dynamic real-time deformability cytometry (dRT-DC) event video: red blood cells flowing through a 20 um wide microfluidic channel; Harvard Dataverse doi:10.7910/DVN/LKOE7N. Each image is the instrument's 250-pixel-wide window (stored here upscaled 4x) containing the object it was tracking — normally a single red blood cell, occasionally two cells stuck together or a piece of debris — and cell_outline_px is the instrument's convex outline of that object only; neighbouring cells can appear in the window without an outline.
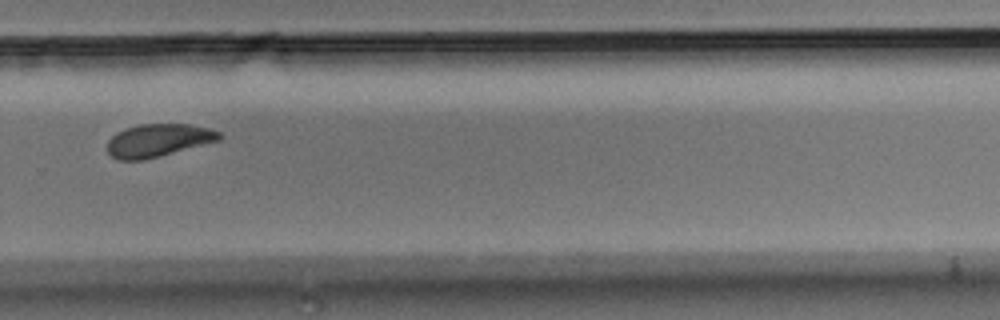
{"species": "Egyptian fruit bat (a non-hibernating species)", "species_latin": "Rousettus aegyptiacus", "temperature_condition": "room temperature", "stored_images_in_passage": 7, "camera_frame_rate_fps": 3000, "um_per_image_px": 0.085, "animal": {"sex": "male"}, "frame": {"image": 1, "passage_image": 7, "time_ms": 2.0, "image_size_px": [1000, 320], "cell_outline_px": [[224, 136], [220, 140], [144, 160], [116, 160], [108, 152], [108, 140], [116, 132], [124, 128], [140, 124], [188, 124], [212, 128], [220, 132]], "centroid_in_image_um": [13.46, 11.92], "position_along_channel_um": 316.3, "area_um2": 21.56}}